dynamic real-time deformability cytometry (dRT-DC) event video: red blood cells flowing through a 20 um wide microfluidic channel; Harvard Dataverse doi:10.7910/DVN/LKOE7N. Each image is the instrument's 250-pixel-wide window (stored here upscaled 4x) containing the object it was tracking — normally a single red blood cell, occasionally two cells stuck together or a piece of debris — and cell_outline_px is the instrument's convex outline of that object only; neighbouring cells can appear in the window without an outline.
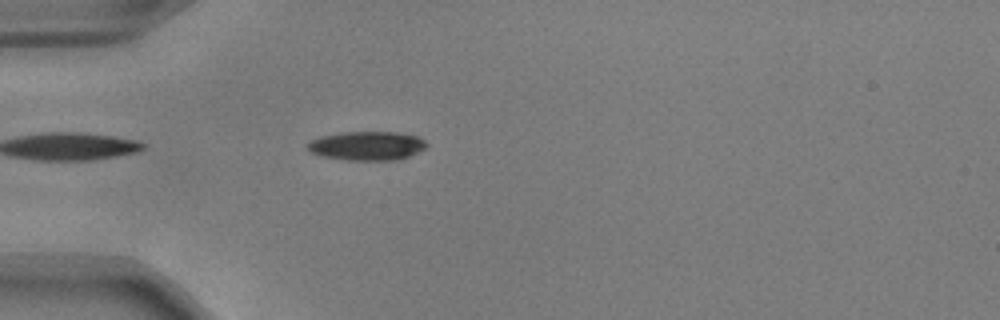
{"species": "common noctule bat (a hibernating species)", "species_latin": "Nyctalus noctula", "temperature_condition": "warm", "stored_images_in_passage": 41, "camera_frame_rate_fps": 3000, "um_per_image_px": 0.085, "animal": {"sex": "male", "body_mass_g": 17.9, "forearm_length_mm": 54.2}, "frame": {"image": 1, "passage_image": 3, "time_ms": 0.667, "image_size_px": [1000, 320], "cell_outline_px": [[428, 144], [424, 148], [408, 156], [396, 160], [348, 160], [320, 156], [312, 152], [304, 144], [320, 136], [340, 132], [396, 132], [416, 136], [424, 140]], "centroid_in_image_um": [31.15, 12.39], "position_along_channel_um": 53.9, "area_um2": 20.0}}
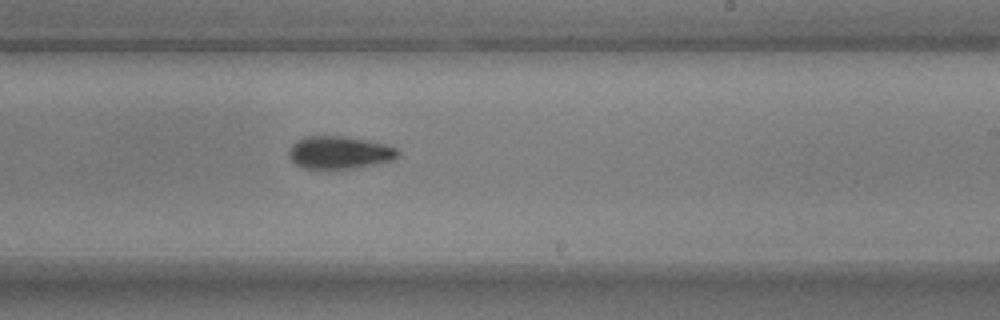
{"frame": {"image": 2, "passage_image": 20, "time_ms": 6.333, "image_size_px": [1000, 320], "cell_outline_px": [[400, 152], [392, 160], [356, 168], [304, 168], [296, 164], [288, 156], [288, 152], [292, 144], [296, 140], [308, 136], [344, 136], [384, 144], [396, 148]], "centroid_in_image_um": [28.82, 12.96], "position_along_channel_um": 260.2, "area_um2": 20.46}}
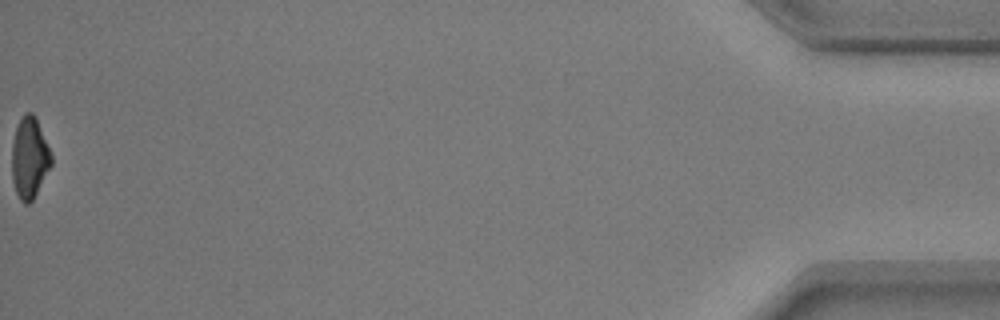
{"frame": {"image": 3, "passage_image": 41, "time_ms": 13.333, "image_size_px": [1000, 320], "cell_outline_px": [[52, 164], [32, 200], [28, 204], [24, 204], [20, 200], [16, 192], [12, 180], [12, 144], [16, 124], [24, 112], [32, 112], [36, 116], [52, 156]], "centroid_in_image_um": [2.49, 13.38], "position_along_channel_um": 432.7, "area_um2": 18.73}, "authors_computed_cell_mechanics": {"area_um2": 20.4612, "velocity_mm_per_s": 3.8078, "shape_relaxation_time_tau1_ms": 3.1751, "shape_relaxation_time_tau2_ms": 7.9828, "deformation_change_tau1": 0.1615, "deformation_change_tau2": 0.1409}}